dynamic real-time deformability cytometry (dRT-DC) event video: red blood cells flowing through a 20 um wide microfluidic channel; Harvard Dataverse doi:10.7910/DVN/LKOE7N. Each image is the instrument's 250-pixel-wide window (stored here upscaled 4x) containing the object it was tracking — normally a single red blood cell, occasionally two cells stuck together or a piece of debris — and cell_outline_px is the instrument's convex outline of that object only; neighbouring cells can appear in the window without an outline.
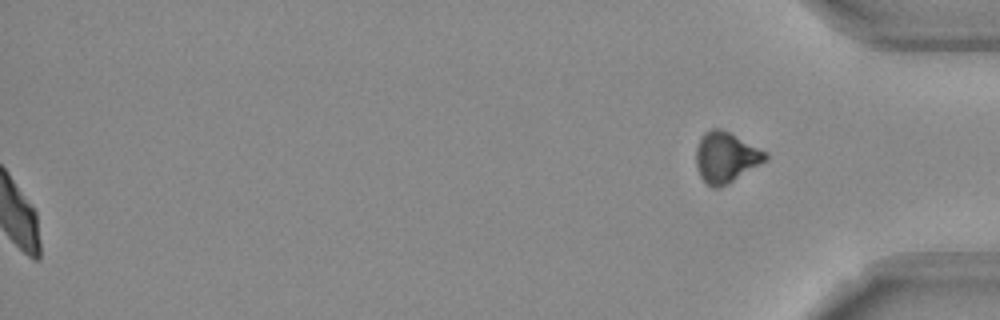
{"species": "Egyptian fruit bat (a non-hibernating species)", "species_latin": "Rousettus aegyptiacus", "temperature_condition": "room temperature", "stored_images_in_passage": 53, "segment_of_instrument_passage": [2, 2], "camera_frame_rate_fps": 3000, "um_per_image_px": 0.085, "frame": {"image": 1, "passage_image": 53, "time_ms": 17.333, "image_size_px": [1000, 320], "cell_outline_px": [[768, 156], [760, 164], [732, 180], [716, 188], [712, 188], [700, 176], [696, 164], [696, 148], [700, 136], [704, 132], [712, 128], [720, 128], [768, 152]], "centroid_in_image_um": [61.66, 13.33], "position_along_channel_um": 373.5, "area_um2": 20.0}}